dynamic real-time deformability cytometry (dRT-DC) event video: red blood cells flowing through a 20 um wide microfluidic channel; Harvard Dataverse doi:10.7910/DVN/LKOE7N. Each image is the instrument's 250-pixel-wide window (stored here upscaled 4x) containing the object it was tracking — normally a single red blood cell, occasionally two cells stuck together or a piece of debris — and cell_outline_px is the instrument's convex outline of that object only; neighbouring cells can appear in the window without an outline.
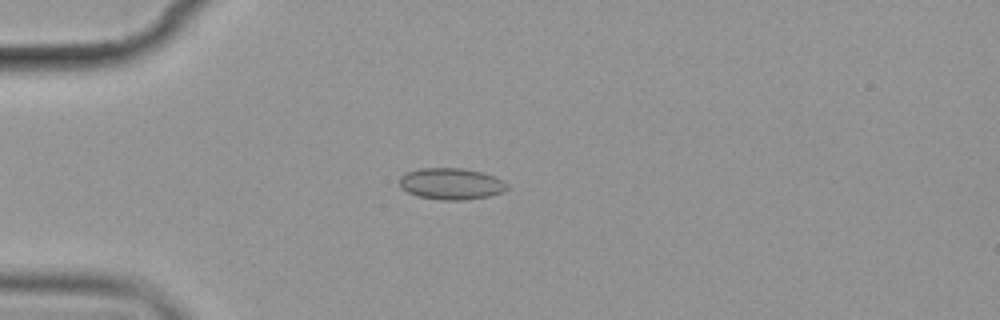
{"species": "common noctule bat (a hibernating species)", "species_latin": "Nyctalus noctula", "temperature_condition": "cold", "stored_images_in_passage": 10, "camera_frame_rate_fps": 3000, "um_per_image_px": 0.085, "animal": {"sex": "female", "body_mass_g": 19.9}, "frame": {"image": 1, "passage_image": 4, "time_ms": 4.333, "image_size_px": [1000, 320], "cell_outline_px": [[508, 188], [500, 192], [488, 196], [464, 200], [440, 200], [420, 196], [408, 192], [400, 188], [400, 176], [408, 172], [420, 168], [464, 168], [484, 172], [496, 176], [504, 180], [508, 184]], "centroid_in_image_um": [38.38, 15.61], "position_along_channel_um": 46.6, "area_um2": 19.83}}
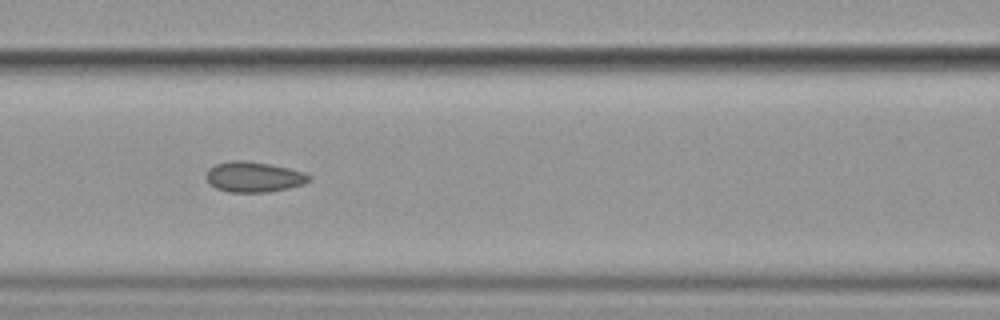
{"frame": {"image": 2, "passage_image": 7, "time_ms": 7.667, "image_size_px": [1000, 320], "cell_outline_px": [[312, 180], [304, 184], [288, 188], [268, 192], [228, 192], [216, 188], [208, 180], [208, 168], [216, 164], [232, 160], [244, 160], [268, 164], [288, 168], [304, 172], [312, 176]], "centroid_in_image_um": [21.62, 15.04], "position_along_channel_um": 145.0, "area_um2": 18.09}}
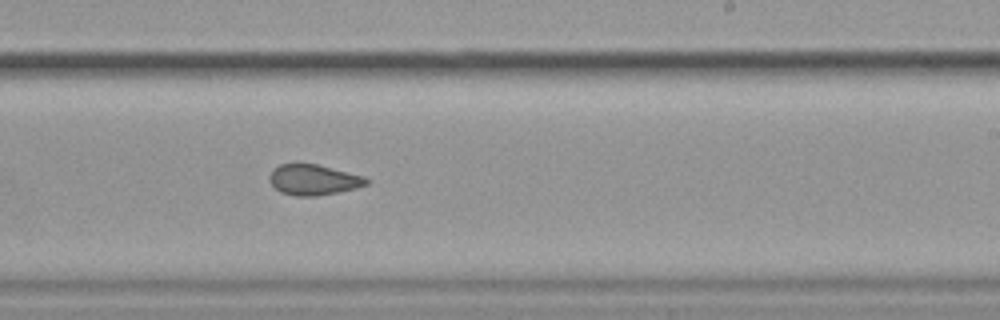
{"frame": {"image": 3, "passage_image": 10, "time_ms": 11.0, "image_size_px": [1000, 320], "cell_outline_px": [[372, 180], [368, 184], [356, 188], [316, 196], [296, 196], [280, 192], [268, 180], [268, 176], [280, 164], [316, 164], [364, 176]], "centroid_in_image_um": [26.67, 15.29], "position_along_channel_um": 262.3, "area_um2": 17.11}}